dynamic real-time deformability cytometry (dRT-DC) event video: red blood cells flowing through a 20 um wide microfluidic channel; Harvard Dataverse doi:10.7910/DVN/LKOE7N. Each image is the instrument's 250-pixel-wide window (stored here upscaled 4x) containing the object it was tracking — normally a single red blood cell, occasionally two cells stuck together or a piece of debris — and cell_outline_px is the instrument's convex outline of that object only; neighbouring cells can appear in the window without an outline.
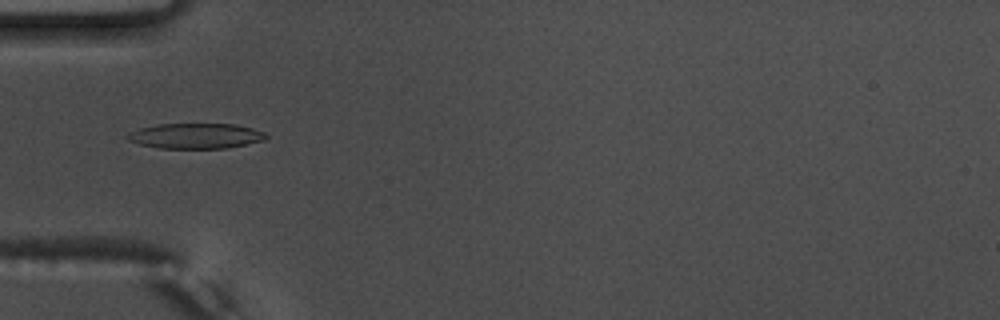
{"species": "common noctule bat (a hibernating species)", "species_latin": "Nyctalus noctula", "temperature_condition": "warm", "stored_images_in_passage": 48, "camera_frame_rate_fps": 3000, "um_per_image_px": 0.085, "animal": {"sex": "male", "body_mass_g": 17.5, "forearm_length_mm": 52.3}, "frame": {"image": 1, "passage_image": 11, "time_ms": 3.333, "image_size_px": [1000, 320], "cell_outline_px": [[268, 136], [264, 140], [228, 148], [160, 148], [140, 144], [128, 140], [124, 136], [128, 132], [140, 128], [160, 124], [236, 124], [252, 128], [264, 132]], "centroid_in_image_um": [16.62, 11.55], "position_along_channel_um": 68.4, "area_um2": 20.4}}
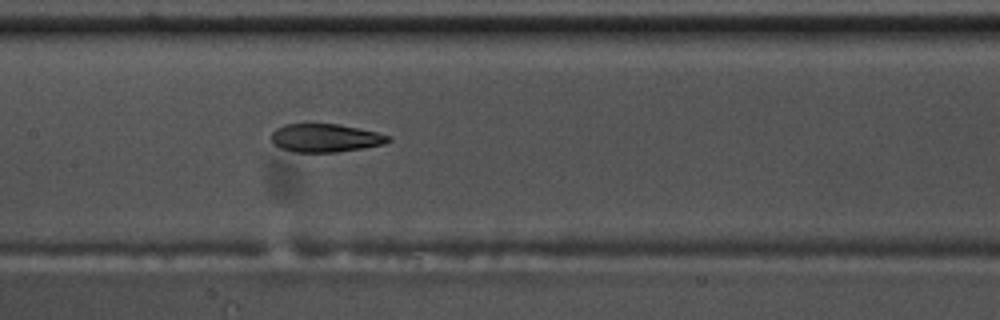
{"frame": {"image": 2, "passage_image": 20, "time_ms": 6.333, "image_size_px": [1000, 320], "cell_outline_px": [[392, 140], [384, 144], [364, 148], [336, 152], [292, 152], [280, 148], [272, 144], [272, 132], [276, 128], [284, 124], [336, 124], [376, 132], [388, 136]], "centroid_in_image_um": [27.61, 11.74], "position_along_channel_um": 179.8, "area_um2": 19.19}}
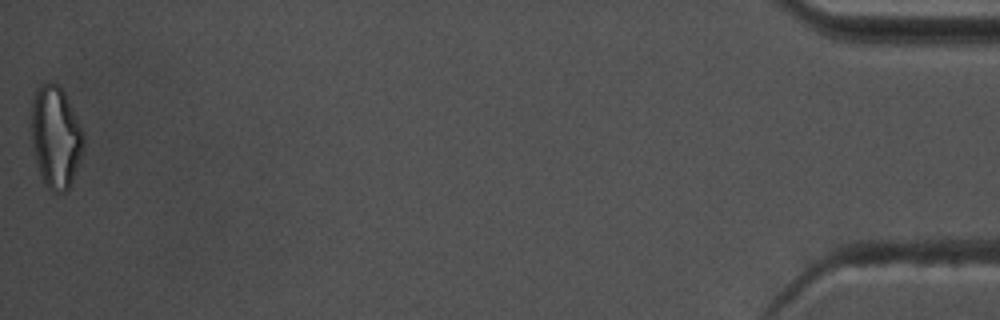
{"frame": {"image": 3, "passage_image": 48, "time_ms": 15.667, "image_size_px": [1000, 320], "cell_outline_px": [[84, 144], [72, 184], [68, 192], [52, 192], [48, 188], [40, 172], [36, 160], [32, 144], [32, 96], [36, 88], [40, 84], [60, 84], [84, 132]], "centroid_in_image_um": [4.74, 11.65], "position_along_channel_um": 430.5, "area_um2": 30.92}, "authors_computed_cell_mechanics": {"area_um2": 20.23, "velocity_mm_per_s": 3.7299, "shape_relaxation_time_tau1_ms": 7.3497, "shape_relaxation_time_tau2_ms": 2.0649, "deformation_change_tau1": 0.2372, "deformation_change_tau2": 0.0916}}